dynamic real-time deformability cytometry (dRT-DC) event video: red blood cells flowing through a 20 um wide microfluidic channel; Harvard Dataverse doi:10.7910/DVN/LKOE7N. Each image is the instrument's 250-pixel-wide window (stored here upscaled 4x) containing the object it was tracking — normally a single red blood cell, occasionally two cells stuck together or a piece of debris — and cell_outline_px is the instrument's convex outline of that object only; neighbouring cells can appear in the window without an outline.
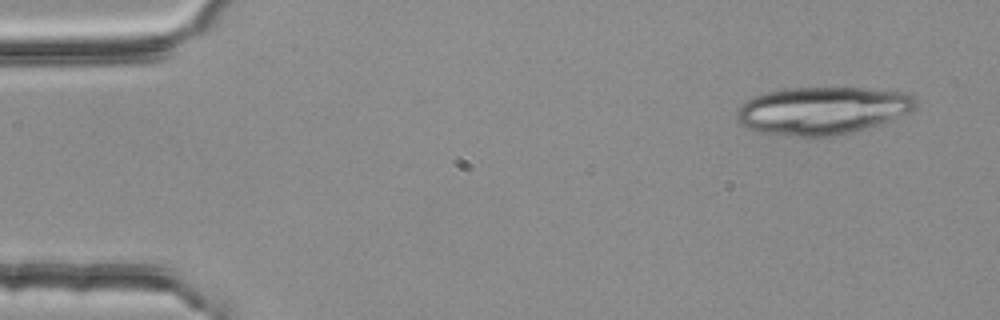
{"species": "common noctule bat (a hibernating species)", "species_latin": "Nyctalus noctula", "temperature_condition": "room temperature", "stored_images_in_passage": 4, "camera_frame_rate_fps": 3000, "um_per_image_px": 0.085, "animal": {"sex": "female", "body_mass_g": 25.1}, "frame": {"image": 1, "passage_image": 1, "time_ms": 0.0, "image_size_px": [1000, 320], "cell_outline_px": [[916, 108], [892, 120], [880, 124], [852, 132], [832, 136], [796, 136], [760, 132], [748, 128], [740, 124], [736, 120], [736, 108], [740, 104], [764, 92], [784, 88], [868, 88], [908, 92], [916, 100]], "centroid_in_image_um": [69.89, 9.38], "position_along_channel_um": 15.1, "area_um2": 49.88}}